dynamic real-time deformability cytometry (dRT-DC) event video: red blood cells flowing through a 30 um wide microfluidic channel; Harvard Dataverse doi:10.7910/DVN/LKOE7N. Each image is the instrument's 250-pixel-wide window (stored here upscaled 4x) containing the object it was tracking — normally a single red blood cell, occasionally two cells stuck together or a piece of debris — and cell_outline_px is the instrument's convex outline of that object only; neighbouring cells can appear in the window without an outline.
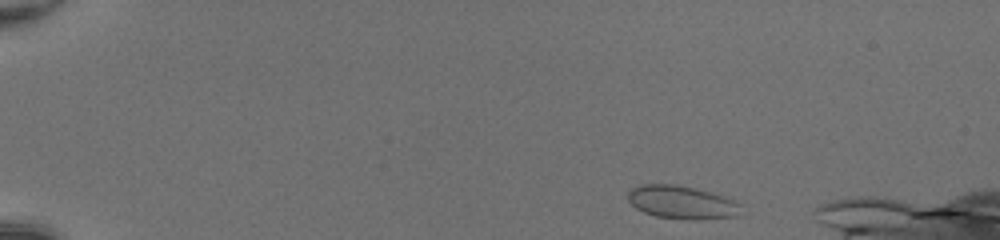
{"species": "common noctule bat (a hibernating species)", "species_latin": "Nyctalus noctula", "temperature_condition": "room temperature", "stored_images_in_passage": 44, "camera_frame_rate_fps": 3000, "um_per_image_px": 0.085, "animal": {"sex": "female", "body_mass_g": 20.0, "forearm_length_mm": 54.0}, "frame": {"image": 1, "passage_image": 2, "time_ms": 0.333, "image_size_px": [1000, 240], "cell_outline_px": [[740, 204], [736, 216], [700, 220], [692, 220], [656, 216], [644, 212], [636, 208], [628, 200], [628, 192], [632, 188], [640, 184], [676, 184], [696, 188], [724, 196], [736, 200]], "centroid_in_image_um": [57.93, 17.19], "position_along_channel_um": 27.1, "area_um2": 21.85}}
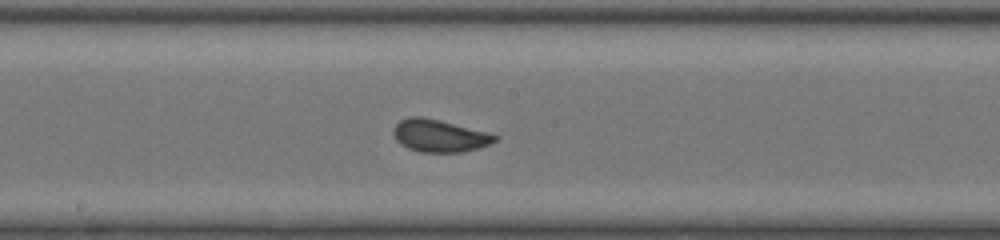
{"frame": {"image": 2, "passage_image": 23, "time_ms": 7.333, "image_size_px": [1000, 240], "cell_outline_px": [[500, 140], [480, 148], [464, 152], [420, 152], [408, 148], [400, 144], [396, 140], [392, 132], [392, 128], [400, 120], [408, 116], [424, 116], [488, 132], [500, 136]], "centroid_in_image_um": [37.37, 11.53], "position_along_channel_um": 210.8, "area_um2": 19.59}}
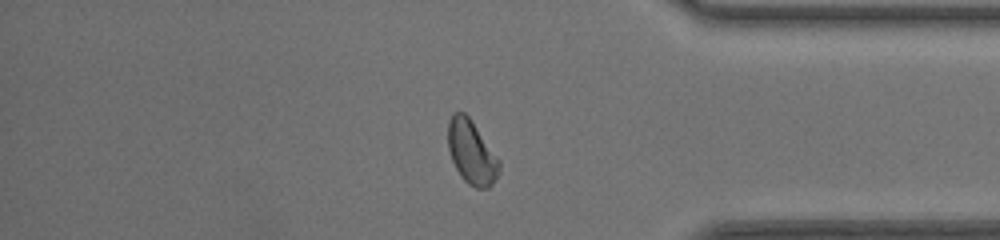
{"frame": {"image": 3, "passage_image": 37, "time_ms": 12.0, "image_size_px": [1000, 240], "cell_outline_px": [[500, 168], [492, 184], [488, 188], [476, 188], [468, 184], [460, 176], [452, 160], [448, 148], [448, 120], [452, 112], [464, 112], [468, 116], [500, 160]], "centroid_in_image_um": [40.06, 12.94], "position_along_channel_um": 395.1, "area_um2": 18.9}}